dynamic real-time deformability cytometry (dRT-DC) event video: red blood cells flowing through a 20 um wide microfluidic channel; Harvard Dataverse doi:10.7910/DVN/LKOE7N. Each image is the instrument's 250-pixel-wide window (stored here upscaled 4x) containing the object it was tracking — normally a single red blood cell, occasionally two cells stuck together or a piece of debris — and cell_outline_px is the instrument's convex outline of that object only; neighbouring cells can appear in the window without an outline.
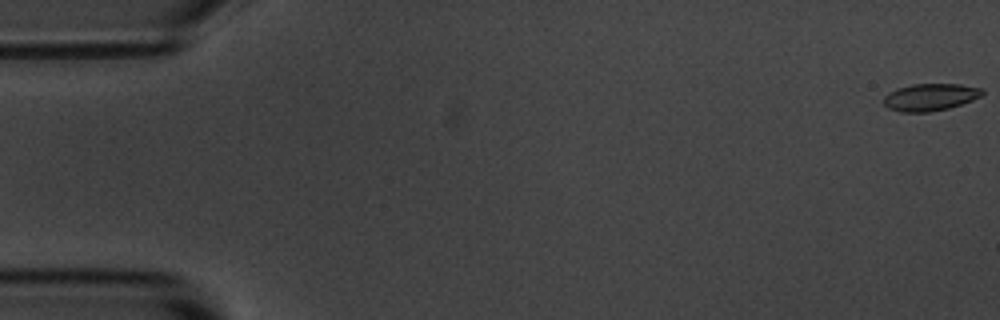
{"species": "common noctule bat (a hibernating species)", "species_latin": "Nyctalus noctula", "temperature_condition": "room temperature", "stored_images_in_passage": 56, "camera_frame_rate_fps": 3000, "um_per_image_px": 0.085, "animal": {"sex": "male", "body_mass_g": 20.1, "forearm_length_mm": 53.5}, "frame": {"image": 1, "passage_image": 1, "time_ms": 0.0, "image_size_px": [1000, 320], "cell_outline_px": [[984, 92], [980, 96], [972, 100], [948, 108], [928, 112], [900, 112], [888, 108], [884, 104], [884, 96], [888, 92], [896, 88], [912, 84], [960, 84], [984, 88]], "centroid_in_image_um": [79.05, 8.24], "position_along_channel_um": 6.0, "area_um2": 15.66}}
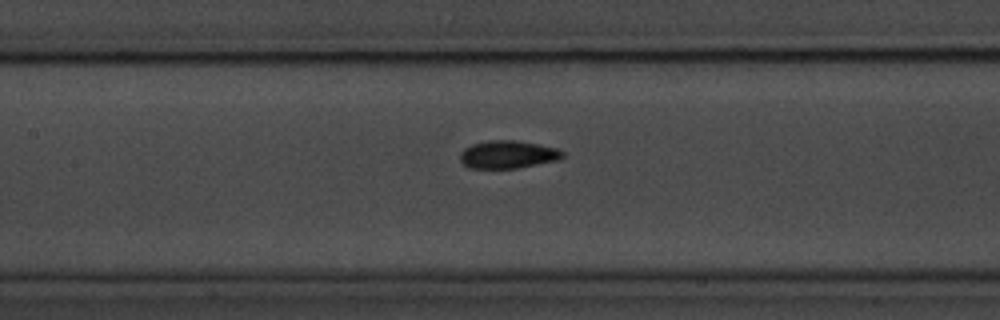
{"frame": {"image": 2, "passage_image": 26, "time_ms": 8.333, "image_size_px": [1000, 320], "cell_outline_px": [[564, 156], [556, 160], [516, 168], [468, 168], [460, 160], [460, 152], [464, 148], [472, 144], [488, 140], [516, 140], [540, 144], [556, 148], [564, 152]], "centroid_in_image_um": [43.14, 13.12], "position_along_channel_um": 164.3, "area_um2": 16.59}}
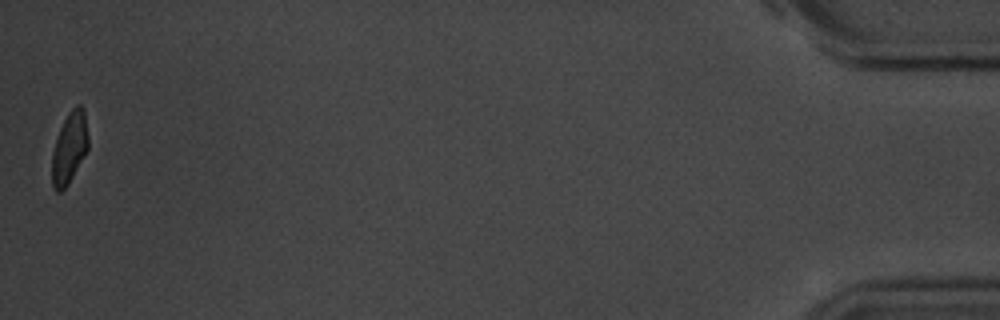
{"frame": {"image": 3, "passage_image": 56, "time_ms": 18.333, "image_size_px": [1000, 320], "cell_outline_px": [[88, 148], [68, 184], [60, 192], [56, 192], [52, 188], [52, 152], [60, 128], [68, 112], [76, 104], [80, 104], [84, 108], [88, 136]], "centroid_in_image_um": [5.89, 12.55], "position_along_channel_um": 429.3, "area_um2": 15.03}, "authors_computed_cell_mechanics": {"area_um2": 16.0106, "velocity_mm_per_s": 3.6058, "shape_relaxation_time_tau1_ms": 2.3615, "shape_relaxation_time_tau2_ms": 3.5314, "deformation_change_tau1": 0.112, "deformation_change_tau2": 0.0468}}